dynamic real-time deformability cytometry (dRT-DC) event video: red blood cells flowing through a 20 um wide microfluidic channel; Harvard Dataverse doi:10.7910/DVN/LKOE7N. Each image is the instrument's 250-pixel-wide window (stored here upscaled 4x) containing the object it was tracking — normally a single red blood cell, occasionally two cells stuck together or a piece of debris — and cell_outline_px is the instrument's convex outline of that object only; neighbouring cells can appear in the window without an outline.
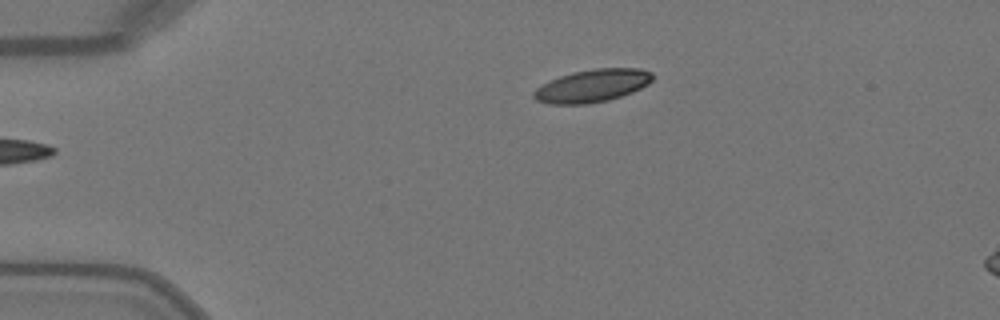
{"species": "Egyptian fruit bat (a non-hibernating species)", "species_latin": "Rousettus aegyptiacus", "temperature_condition": "warm", "stored_images_in_passage": 6, "camera_frame_rate_fps": 3000, "um_per_image_px": 0.085, "animal": {"sex": "female"}, "frame": {"image": 1, "passage_image": 1, "time_ms": 0.0, "image_size_px": [1000, 320], "cell_outline_px": [[652, 80], [648, 84], [632, 92], [608, 100], [588, 104], [548, 104], [536, 100], [532, 96], [532, 92], [536, 88], [548, 80], [572, 72], [596, 68], [640, 68], [652, 72]], "centroid_in_image_um": [50.31, 7.29], "position_along_channel_um": 34.7, "area_um2": 22.77}}